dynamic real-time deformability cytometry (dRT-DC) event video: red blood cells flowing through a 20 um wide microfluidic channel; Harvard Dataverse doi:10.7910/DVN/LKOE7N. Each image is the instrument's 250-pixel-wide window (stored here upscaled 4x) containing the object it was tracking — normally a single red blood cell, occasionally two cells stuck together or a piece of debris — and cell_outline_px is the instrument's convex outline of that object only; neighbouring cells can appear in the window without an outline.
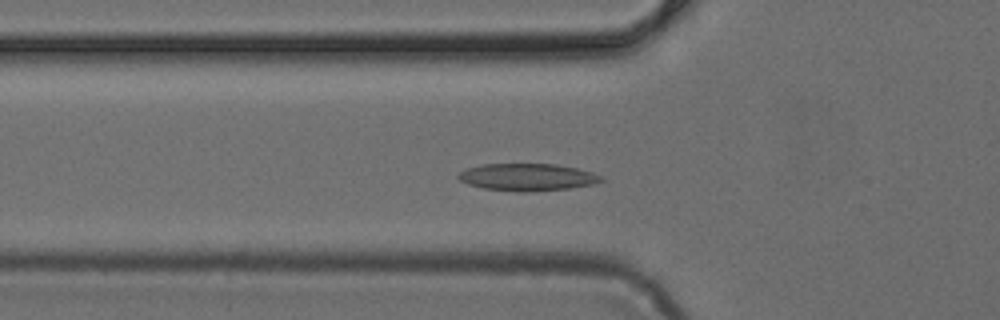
{"species": "common noctule bat (a hibernating species)", "species_latin": "Nyctalus noctula", "temperature_condition": "cold", "stored_images_in_passage": 47, "camera_frame_rate_fps": 3000, "um_per_image_px": 0.085, "animal": {"sex": "female", "body_mass_g": 24.6, "forearm_length_mm": 56.2}, "frame": {"image": 1, "passage_image": 15, "time_ms": 4.667, "image_size_px": [1000, 320], "cell_outline_px": [[604, 180], [596, 184], [568, 188], [528, 192], [516, 192], [484, 188], [468, 184], [460, 180], [456, 176], [460, 172], [468, 168], [484, 164], [556, 164], [576, 168], [592, 172], [604, 176]], "centroid_in_image_um": [44.86, 15.06], "position_along_channel_um": 80.9, "area_um2": 22.72}}
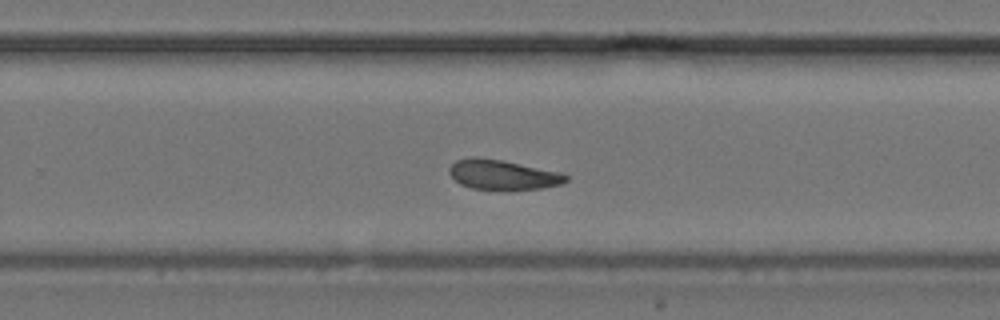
{"frame": {"image": 2, "passage_image": 30, "time_ms": 9.667, "image_size_px": [1000, 320], "cell_outline_px": [[568, 180], [560, 184], [544, 188], [508, 192], [472, 188], [460, 184], [448, 172], [448, 168], [456, 160], [472, 156], [480, 156], [560, 172], [568, 176]], "centroid_in_image_um": [42.72, 14.88], "position_along_channel_um": 287.1, "area_um2": 20.81}}
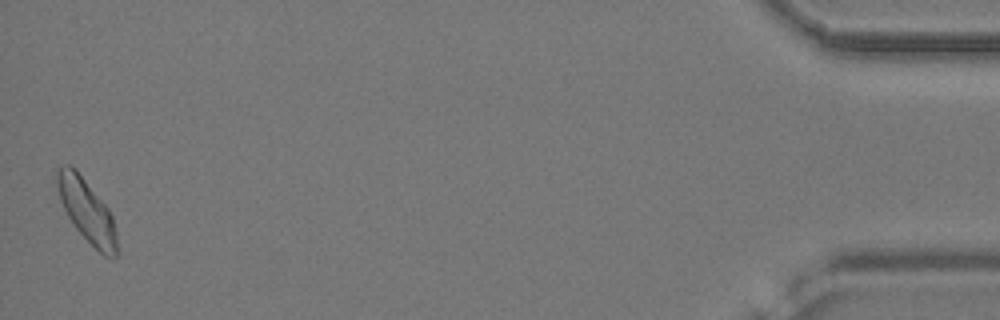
{"frame": {"image": 3, "passage_image": 47, "time_ms": 15.333, "image_size_px": [1000, 320], "cell_outline_px": [[120, 252], [116, 256], [104, 256], [76, 228], [68, 216], [60, 200], [56, 184], [56, 168], [64, 164], [68, 164], [76, 168], [108, 208], [112, 216], [116, 232]], "centroid_in_image_um": [7.38, 17.88], "position_along_channel_um": 427.8, "area_um2": 21.91}}